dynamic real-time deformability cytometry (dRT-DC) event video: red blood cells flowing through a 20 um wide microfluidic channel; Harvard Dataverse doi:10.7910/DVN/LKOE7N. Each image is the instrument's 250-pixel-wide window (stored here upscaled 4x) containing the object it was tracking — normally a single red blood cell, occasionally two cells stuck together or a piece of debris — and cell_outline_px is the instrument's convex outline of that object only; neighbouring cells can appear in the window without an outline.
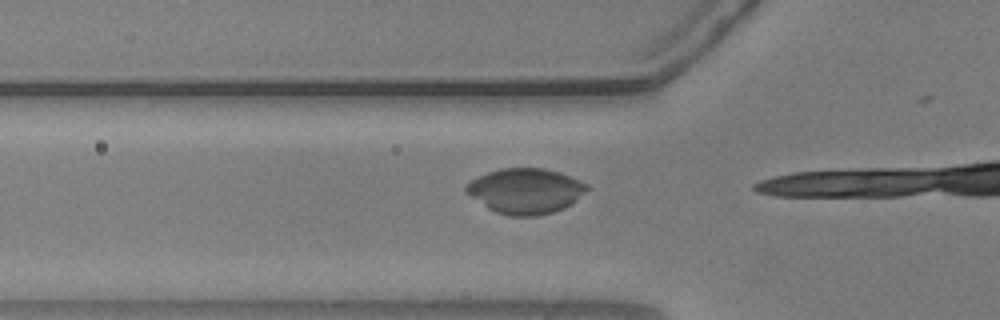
{"species": "common noctule bat (a hibernating species)", "species_latin": "Nyctalus noctula", "temperature_condition": "warm", "stored_images_in_passage": 7, "camera_frame_rate_fps": 3000, "um_per_image_px": 0.085, "animal": {"sex": "male", "body_mass_g": 20.5, "forearm_length_mm": 52.5}, "frame": {"image": 1, "passage_image": 2, "time_ms": 0.333, "image_size_px": [1000, 320], "cell_outline_px": [[592, 188], [576, 200], [564, 208], [552, 212], [536, 216], [508, 216], [496, 212], [488, 208], [464, 192], [464, 184], [488, 172], [500, 168], [544, 168], [560, 172], [580, 180], [588, 184]], "centroid_in_image_um": [44.68, 16.23], "position_along_channel_um": 81.1, "area_um2": 32.14}}